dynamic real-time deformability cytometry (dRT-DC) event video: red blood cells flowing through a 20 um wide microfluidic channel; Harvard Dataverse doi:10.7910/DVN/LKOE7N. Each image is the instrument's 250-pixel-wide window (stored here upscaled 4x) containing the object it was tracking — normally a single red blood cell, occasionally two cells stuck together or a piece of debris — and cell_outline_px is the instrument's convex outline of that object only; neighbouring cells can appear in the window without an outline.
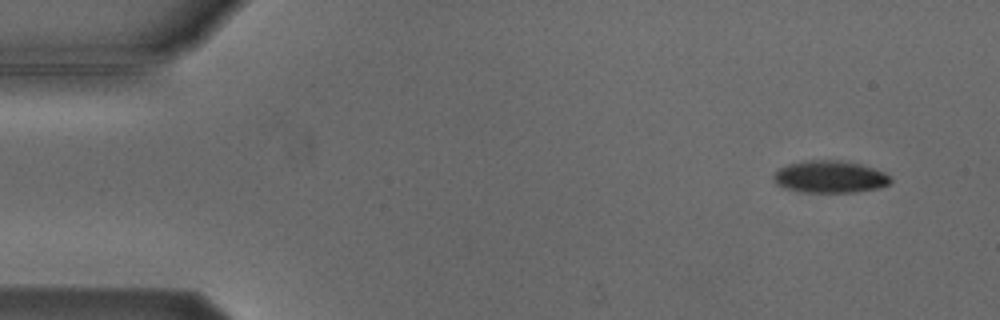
{"species": "Egyptian fruit bat (a non-hibernating species)", "species_latin": "Rousettus aegyptiacus", "temperature_condition": "cold", "stored_images_in_passage": 2, "camera_frame_rate_fps": 3000, "um_per_image_px": 0.085, "animal": {"sex": "male"}, "frame": {"image": 1, "passage_image": 1, "time_ms": 0.0, "image_size_px": [1000, 320], "cell_outline_px": [[892, 180], [888, 184], [880, 188], [856, 192], [800, 192], [784, 188], [776, 184], [772, 180], [772, 176], [780, 168], [788, 164], [804, 160], [840, 160], [860, 164], [884, 172], [892, 176]], "centroid_in_image_um": [70.53, 15.03], "position_along_channel_um": 14.5, "area_um2": 22.14}}